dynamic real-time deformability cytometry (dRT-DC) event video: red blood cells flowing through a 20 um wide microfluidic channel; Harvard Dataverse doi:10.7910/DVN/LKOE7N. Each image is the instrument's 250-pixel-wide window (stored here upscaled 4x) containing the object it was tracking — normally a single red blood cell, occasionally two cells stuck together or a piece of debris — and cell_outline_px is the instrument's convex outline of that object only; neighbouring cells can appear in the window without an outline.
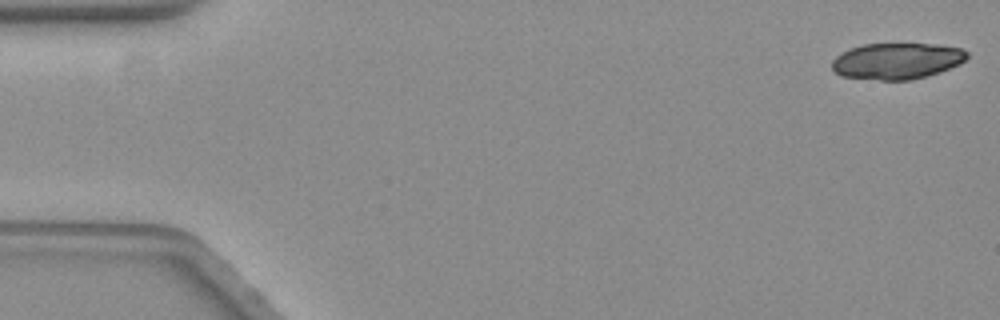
{"species": "common noctule bat (a hibernating species)", "species_latin": "Nyctalus noctula", "temperature_condition": "warm", "stored_images_in_passage": 59, "segment_of_instrument_passage": [1, 2], "camera_frame_rate_fps": 3000, "um_per_image_px": 0.085, "animal": {"sex": "female", "body_mass_g": 19.3, "forearm_length_mm": 54.1}, "frame": {"image": 1, "passage_image": 1, "time_ms": 0.0, "image_size_px": [1000, 320], "cell_outline_px": [[968, 56], [960, 64], [940, 72], [928, 76], [912, 80], [880, 80], [840, 76], [832, 72], [832, 60], [836, 56], [852, 48], [864, 44], [940, 44], [960, 48], [968, 52]], "centroid_in_image_um": [76.24, 5.19], "position_along_channel_um": 8.8, "area_um2": 28.67}}